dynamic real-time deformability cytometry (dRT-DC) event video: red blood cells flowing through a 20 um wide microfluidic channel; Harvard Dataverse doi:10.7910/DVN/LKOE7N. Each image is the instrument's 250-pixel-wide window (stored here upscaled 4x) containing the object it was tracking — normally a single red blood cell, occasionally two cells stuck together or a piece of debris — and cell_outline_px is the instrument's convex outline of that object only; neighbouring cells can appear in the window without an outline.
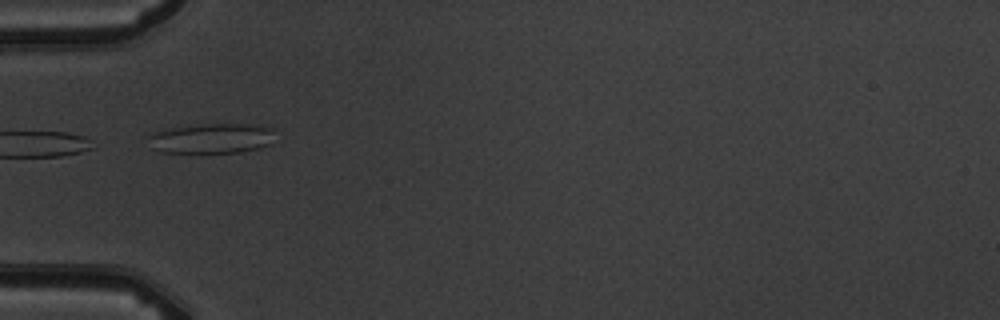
{"species": "common noctule bat (a hibernating species)", "species_latin": "Nyctalus noctula", "temperature_condition": "warm", "stored_images_in_passage": 6, "camera_frame_rate_fps": 3000, "um_per_image_px": 0.085, "animal": {"sex": "male", "body_mass_g": 19.5, "forearm_length_mm": 54.6}, "frame": {"image": 1, "passage_image": 4, "time_ms": 4.667, "image_size_px": [1000, 320], "cell_outline_px": [[272, 144], [260, 148], [240, 152], [160, 152], [152, 148], [144, 136], [152, 132], [164, 128], [200, 124], [260, 124], [268, 128]], "centroid_in_image_um": [17.86, 11.75], "position_along_channel_um": 67.1, "area_um2": 22.31}}
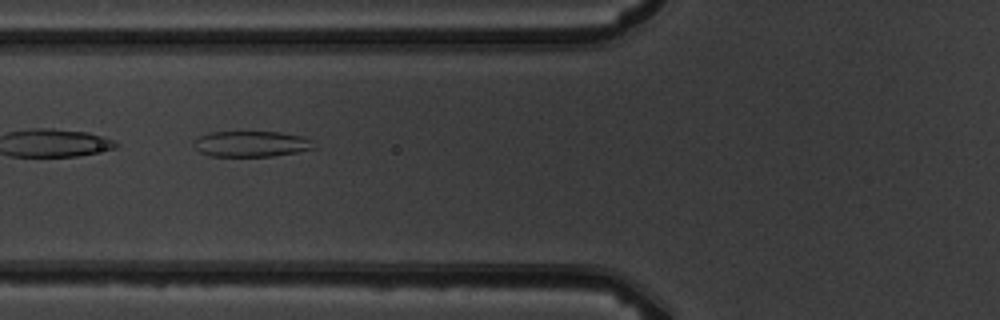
{"frame": {"image": 2, "passage_image": 5, "time_ms": 5.667, "image_size_px": [1000, 320], "cell_outline_px": [[316, 148], [296, 152], [272, 156], [208, 156], [200, 152], [192, 144], [200, 136], [208, 132], [280, 132], [304, 136], [312, 140]], "centroid_in_image_um": [21.37, 12.23], "position_along_channel_um": 104.4, "area_um2": 18.09}}